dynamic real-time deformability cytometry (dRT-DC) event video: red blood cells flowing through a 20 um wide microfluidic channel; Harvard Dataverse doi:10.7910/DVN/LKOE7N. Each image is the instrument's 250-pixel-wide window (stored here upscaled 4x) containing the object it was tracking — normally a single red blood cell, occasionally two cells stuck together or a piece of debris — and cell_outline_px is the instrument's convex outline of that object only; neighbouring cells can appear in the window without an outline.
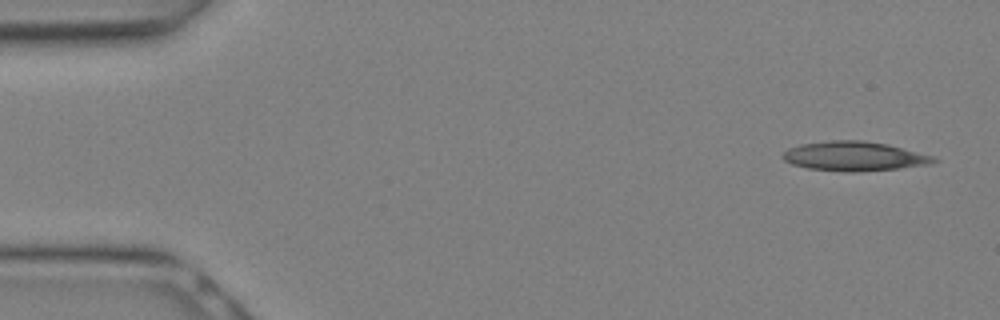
{"species": "Egyptian fruit bat (a non-hibernating species)", "species_latin": "Rousettus aegyptiacus", "temperature_condition": "warm", "stored_images_in_passage": 19, "camera_frame_rate_fps": 3000, "um_per_image_px": 0.085, "animal": {"sex": "female"}, "frame": {"image": 1, "passage_image": 1, "time_ms": 0.0, "image_size_px": [1000, 320], "cell_outline_px": [[940, 160], [932, 164], [900, 168], [856, 172], [844, 172], [808, 168], [792, 164], [784, 160], [780, 156], [788, 148], [800, 144], [828, 140], [864, 140], [888, 144], [932, 156]], "centroid_in_image_um": [72.59, 13.28], "position_along_channel_um": 12.4, "area_um2": 26.01}}
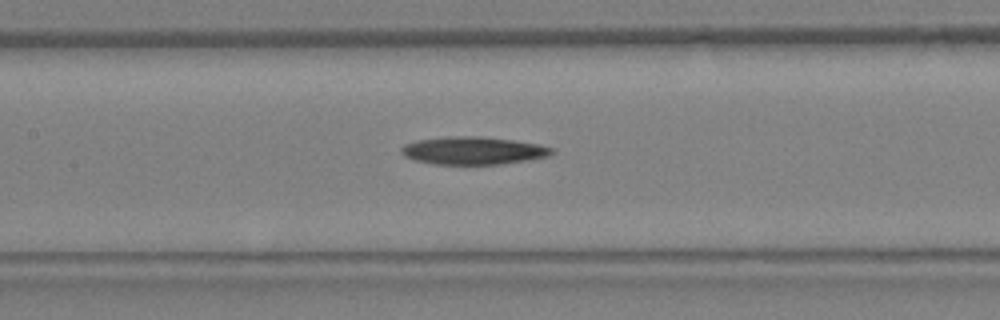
{"frame": {"image": 2, "passage_image": 12, "time_ms": 3.667, "image_size_px": [1000, 320], "cell_outline_px": [[556, 152], [548, 156], [528, 160], [500, 164], [436, 164], [416, 160], [404, 156], [400, 152], [400, 148], [404, 144], [416, 140], [448, 136], [472, 136], [512, 140], [536, 144], [552, 148]], "centroid_in_image_um": [40.19, 12.8], "position_along_channel_um": 167.2, "area_um2": 24.16}}
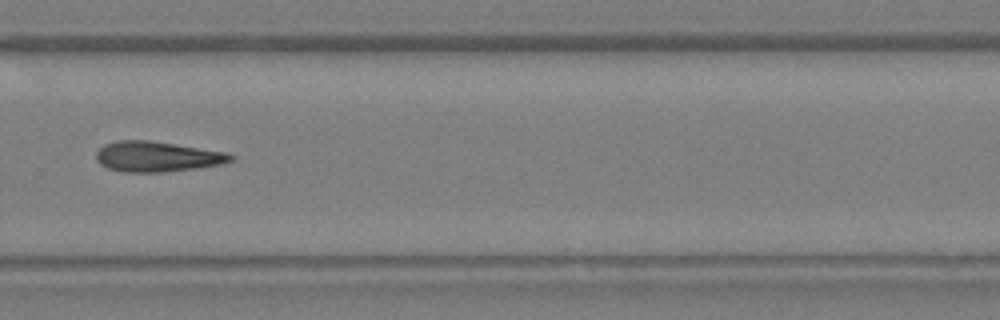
{"frame": {"image": 3, "passage_image": 18, "time_ms": 5.667, "image_size_px": [1000, 320], "cell_outline_px": [[236, 156], [232, 160], [224, 164], [200, 168], [164, 172], [124, 172], [108, 168], [100, 164], [96, 160], [96, 152], [104, 144], [120, 140], [148, 140], [228, 152]], "centroid_in_image_um": [13.39, 13.32], "position_along_channel_um": 316.4, "area_um2": 23.99}}